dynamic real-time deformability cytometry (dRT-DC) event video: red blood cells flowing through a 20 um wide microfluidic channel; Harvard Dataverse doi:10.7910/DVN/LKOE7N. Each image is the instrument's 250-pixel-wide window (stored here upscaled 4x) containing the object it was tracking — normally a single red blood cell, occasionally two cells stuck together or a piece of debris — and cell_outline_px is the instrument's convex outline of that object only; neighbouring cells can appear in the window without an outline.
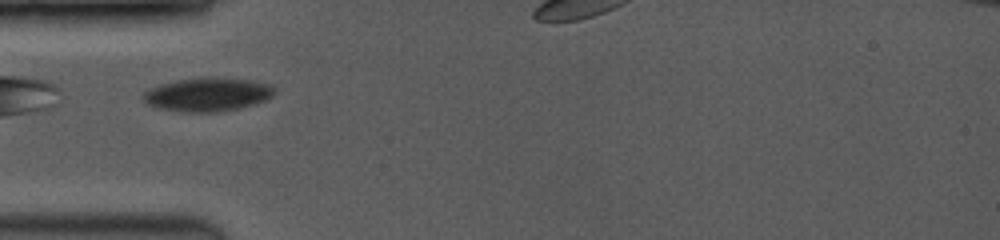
{"species": "common noctule bat (a hibernating species)", "species_latin": "Nyctalus noctula", "temperature_condition": "room temperature", "stored_images_in_passage": 4, "segment_of_instrument_passage": [1, 2], "camera_frame_rate_fps": 3500, "um_per_image_px": 0.085, "animal": {"sex": "female", "body_mass_g": 19.0, "forearm_length_mm": 53.3}, "frame": {"image": 1, "passage_image": 1, "time_ms": 0.0, "image_size_px": [1000, 240], "cell_outline_px": [[276, 92], [268, 100], [256, 104], [240, 108], [216, 112], [184, 112], [156, 108], [148, 104], [140, 96], [144, 92], [160, 84], [200, 76], [216, 76], [252, 80], [272, 84]], "centroid_in_image_um": [17.69, 8.02], "position_along_channel_um": 67.3, "area_um2": 26.3}}
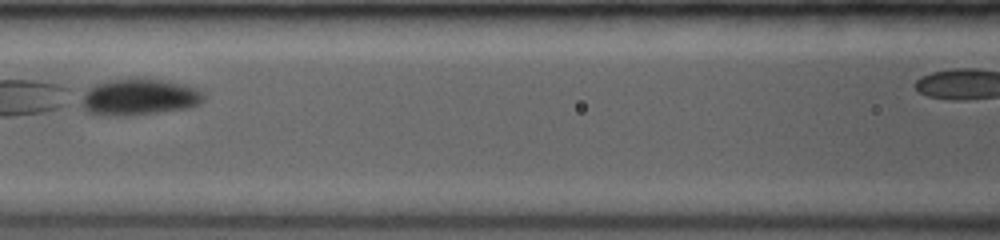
{"frame": {"image": 2, "passage_image": 3, "time_ms": 2.286, "image_size_px": [1000, 240], "cell_outline_px": [[204, 100], [200, 104], [188, 108], [128, 116], [108, 116], [84, 112], [76, 104], [84, 92], [88, 88], [96, 84], [108, 80], [136, 76], [184, 84], [196, 88], [204, 92]], "centroid_in_image_um": [11.74, 8.24], "position_along_channel_um": 154.9, "area_um2": 26.93}}